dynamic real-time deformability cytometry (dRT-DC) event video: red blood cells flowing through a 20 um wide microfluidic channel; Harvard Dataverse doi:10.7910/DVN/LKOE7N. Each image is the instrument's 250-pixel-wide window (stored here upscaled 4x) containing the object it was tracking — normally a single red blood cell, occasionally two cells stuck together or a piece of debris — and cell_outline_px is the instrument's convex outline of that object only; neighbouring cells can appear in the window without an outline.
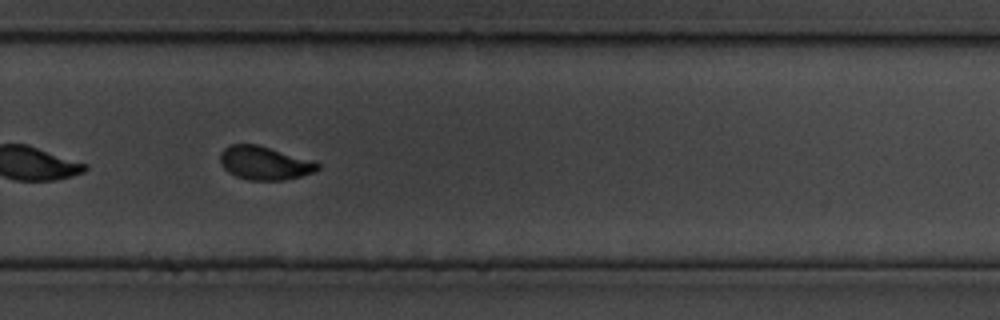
{"species": "common noctule bat (a hibernating species)", "species_latin": "Nyctalus noctula", "temperature_condition": "cold", "stored_images_in_passage": 52, "camera_frame_rate_fps": 3000, "um_per_image_px": 0.085, "animal": {"sex": "male", "body_mass_g": 19.5, "forearm_length_mm": 54.6}, "frame": {"image": 1, "passage_image": 45, "time_ms": 14.667, "image_size_px": [1000, 320], "cell_outline_px": [[320, 168], [316, 172], [284, 180], [248, 180], [236, 176], [228, 172], [220, 164], [220, 152], [228, 144], [256, 144], [316, 160], [320, 164]], "centroid_in_image_um": [22.51, 13.85], "position_along_channel_um": 307.3, "area_um2": 19.36}}